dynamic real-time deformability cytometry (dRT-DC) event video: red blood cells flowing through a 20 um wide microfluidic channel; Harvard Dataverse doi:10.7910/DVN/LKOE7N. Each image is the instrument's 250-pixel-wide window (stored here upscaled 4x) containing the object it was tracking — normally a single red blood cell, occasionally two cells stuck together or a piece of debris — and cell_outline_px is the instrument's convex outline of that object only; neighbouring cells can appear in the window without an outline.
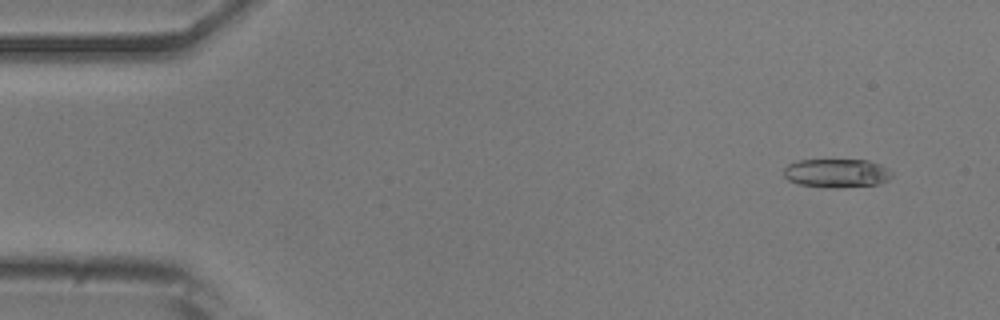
{"species": "common noctule bat (a hibernating species)", "species_latin": "Nyctalus noctula", "temperature_condition": "room temperature", "stored_images_in_passage": 50, "camera_frame_rate_fps": 3000, "um_per_image_px": 0.085, "animal": {"sex": "male", "body_mass_g": 20.5, "forearm_length_mm": 52.5}, "frame": {"image": 1, "passage_image": 4, "time_ms": 1.0, "image_size_px": [1000, 320], "cell_outline_px": [[892, 176], [888, 180], [880, 184], [836, 188], [832, 188], [800, 184], [788, 180], [784, 176], [784, 168], [788, 164], [796, 160], [868, 160], [880, 164], [888, 168], [892, 172]], "centroid_in_image_um": [71.13, 14.71], "position_along_channel_um": 13.9, "area_um2": 18.21}}
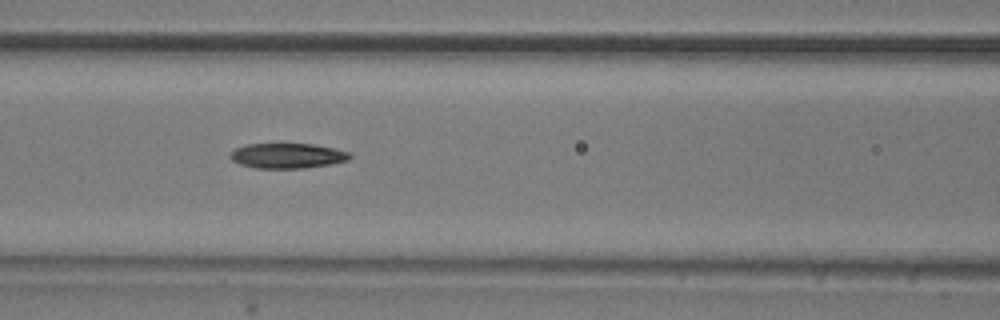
{"frame": {"image": 2, "passage_image": 22, "time_ms": 7.0, "image_size_px": [1000, 320], "cell_outline_px": [[352, 156], [348, 160], [332, 164], [304, 168], [256, 168], [240, 164], [232, 160], [228, 156], [236, 148], [248, 144], [312, 144], [352, 152]], "centroid_in_image_um": [24.46, 13.24], "position_along_channel_um": 142.1, "area_um2": 17.46}}
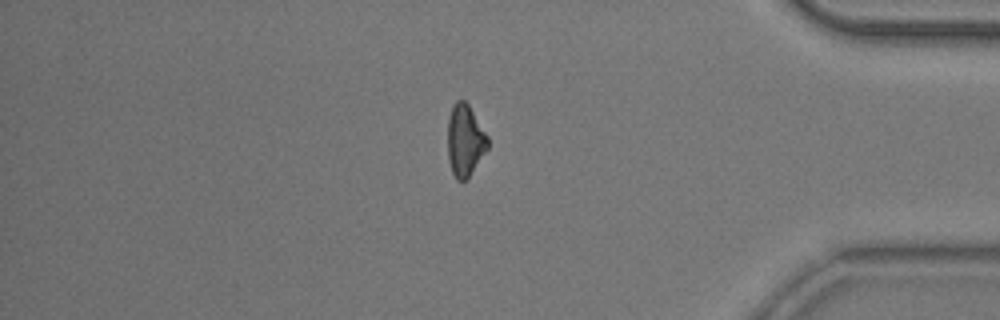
{"frame": {"image": 3, "passage_image": 44, "time_ms": 14.333, "image_size_px": [1000, 320], "cell_outline_px": [[488, 148], [468, 176], [464, 180], [456, 180], [452, 172], [448, 160], [448, 120], [452, 108], [456, 100], [464, 100], [468, 104], [488, 136]], "centroid_in_image_um": [39.52, 11.92], "position_along_channel_um": 395.7, "area_um2": 16.47}, "authors_computed_cell_mechanics": {"area_um2": 18.0047, "velocity_mm_per_s": 3.8771, "shape_relaxation_time_tau1_ms": 5.4385, "shape_relaxation_time_tau2_ms": 9.2536, "deformation_change_tau1": 0.1667, "deformation_change_tau2": 0.2004}}